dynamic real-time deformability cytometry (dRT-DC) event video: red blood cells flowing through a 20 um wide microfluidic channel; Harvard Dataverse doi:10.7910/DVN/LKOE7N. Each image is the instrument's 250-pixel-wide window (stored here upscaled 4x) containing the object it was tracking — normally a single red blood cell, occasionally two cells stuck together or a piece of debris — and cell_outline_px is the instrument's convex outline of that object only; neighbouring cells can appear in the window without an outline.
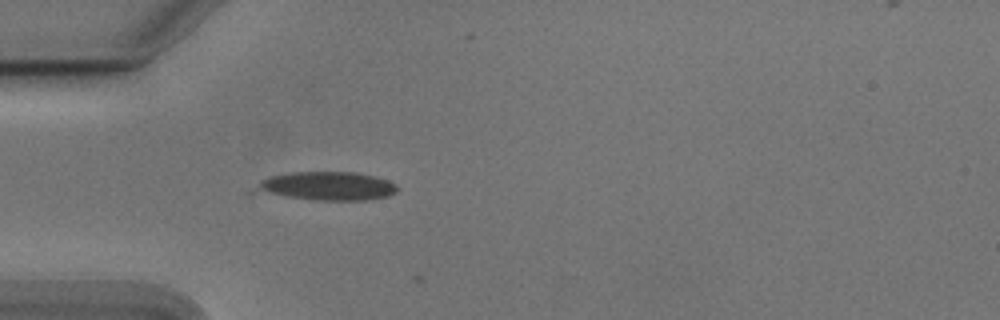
{"species": "Egyptian fruit bat (a non-hibernating species)", "species_latin": "Rousettus aegyptiacus", "temperature_condition": "cold", "stored_images_in_passage": 3, "camera_frame_rate_fps": 3000, "um_per_image_px": 0.085, "animal": {"sex": "male"}, "frame": {"image": 1, "passage_image": 1, "time_ms": 0.0, "image_size_px": [1000, 320], "cell_outline_px": [[396, 192], [388, 196], [368, 200], [316, 200], [248, 196], [244, 192], [260, 180], [272, 176], [292, 172], [356, 172], [388, 180], [396, 184]], "centroid_in_image_um": [27.46, 15.86], "position_along_channel_um": 57.5, "area_um2": 25.03}}